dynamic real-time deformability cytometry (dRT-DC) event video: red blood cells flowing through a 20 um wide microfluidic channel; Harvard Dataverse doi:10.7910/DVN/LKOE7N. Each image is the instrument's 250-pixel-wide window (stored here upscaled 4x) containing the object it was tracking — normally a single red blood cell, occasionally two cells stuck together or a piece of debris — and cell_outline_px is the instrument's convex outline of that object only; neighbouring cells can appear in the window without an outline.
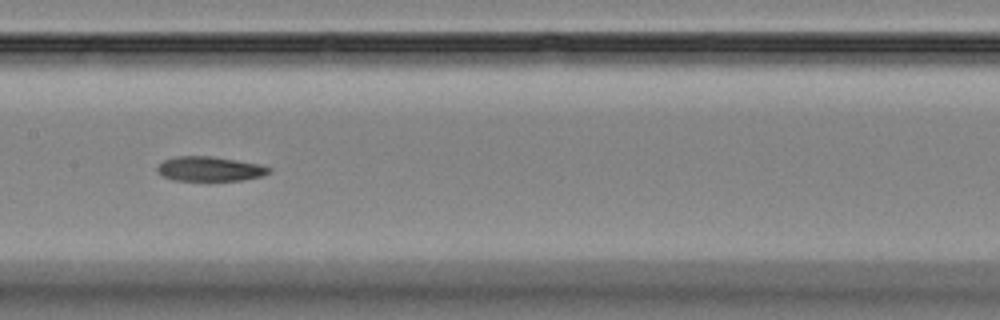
{"species": "Egyptian fruit bat (a non-hibernating species)", "species_latin": "Rousettus aegyptiacus", "temperature_condition": "room temperature", "stored_images_in_passage": 9, "camera_frame_rate_fps": 3000, "um_per_image_px": 0.085, "animal": {"sex": "female"}, "frame": {"image": 1, "passage_image": 7, "time_ms": 6.667, "image_size_px": [1000, 320], "cell_outline_px": [[272, 172], [260, 176], [240, 180], [172, 180], [156, 172], [156, 168], [164, 160], [176, 156], [212, 156], [260, 164], [272, 168]], "centroid_in_image_um": [17.83, 14.35], "position_along_channel_um": 189.6, "area_um2": 15.95}}
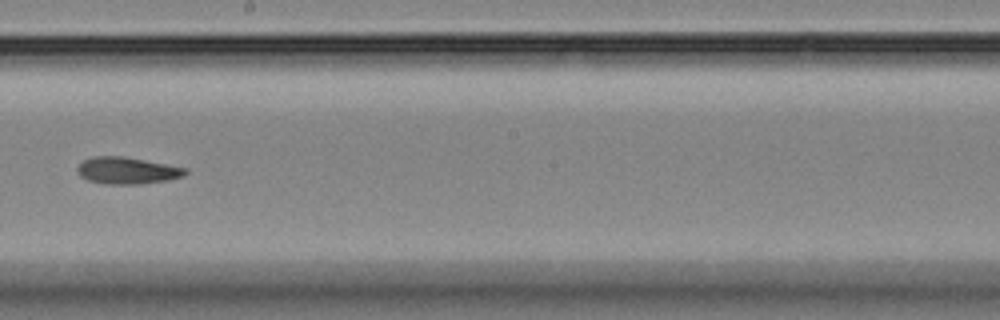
{"frame": {"image": 2, "passage_image": 8, "time_ms": 8.0, "image_size_px": [1000, 320], "cell_outline_px": [[188, 172], [184, 176], [168, 180], [136, 184], [104, 184], [88, 180], [80, 176], [76, 172], [76, 168], [84, 160], [92, 156], [124, 156], [188, 168]], "centroid_in_image_um": [10.8, 14.49], "position_along_channel_um": 237.4, "area_um2": 16.99}}
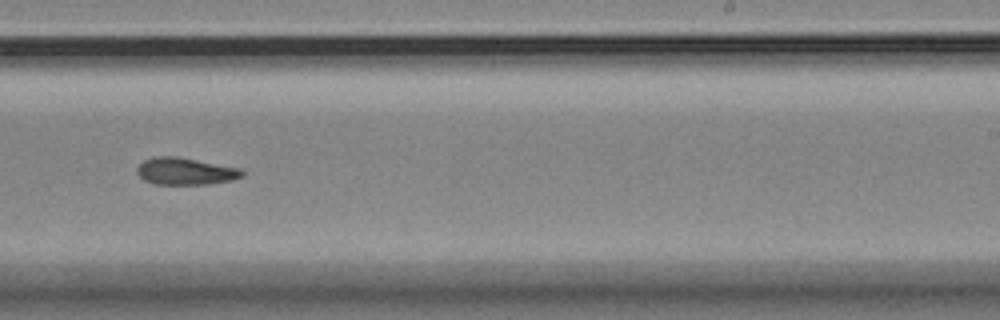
{"frame": {"image": 3, "passage_image": 9, "time_ms": 9.0, "image_size_px": [1000, 320], "cell_outline_px": [[244, 176], [232, 180], [208, 184], [152, 184], [144, 180], [136, 172], [136, 168], [144, 160], [152, 156], [176, 156], [240, 168], [244, 172]], "centroid_in_image_um": [15.74, 14.55], "position_along_channel_um": 273.3, "area_um2": 16.65}}